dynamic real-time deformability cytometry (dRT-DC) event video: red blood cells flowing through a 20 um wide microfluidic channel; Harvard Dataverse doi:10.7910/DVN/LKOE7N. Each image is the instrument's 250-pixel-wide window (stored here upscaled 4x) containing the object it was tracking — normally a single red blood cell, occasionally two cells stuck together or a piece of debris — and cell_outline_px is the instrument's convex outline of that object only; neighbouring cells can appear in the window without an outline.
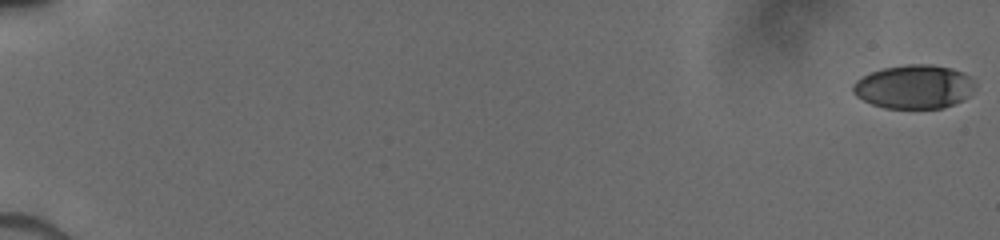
{"species": "human", "species_latin": "Homo sapiens", "temperature_condition": "cold", "stored_images_in_passage": 12, "camera_frame_rate_fps": 3000, "um_per_image_px": 0.085, "donor": {"sex": "male"}, "frame": {"image": 1, "passage_image": 1, "time_ms": 0.0, "image_size_px": [1000, 240], "cell_outline_px": [[976, 84], [968, 96], [964, 100], [944, 108], [884, 108], [872, 104], [856, 96], [852, 92], [852, 84], [856, 80], [872, 72], [884, 68], [908, 64], [932, 64], [952, 68], [964, 72], [972, 76]], "centroid_in_image_um": [77.73, 7.37], "position_along_channel_um": 7.3, "area_um2": 31.39}}
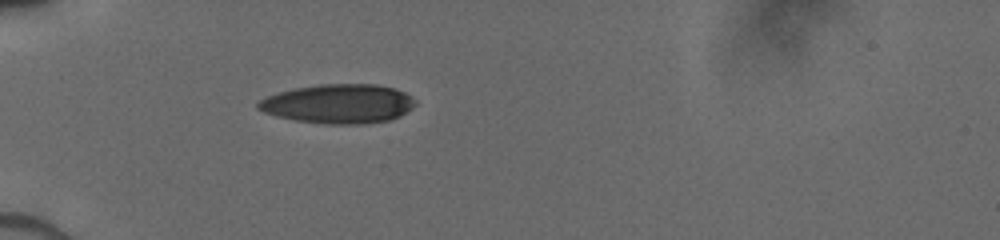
{"frame": {"image": 2, "passage_image": 9, "time_ms": 6.0, "image_size_px": [1000, 240], "cell_outline_px": [[416, 104], [412, 108], [400, 116], [388, 120], [360, 124], [324, 124], [296, 120], [276, 116], [264, 112], [256, 108], [256, 104], [260, 100], [268, 96], [280, 92], [296, 88], [320, 84], [376, 84], [392, 88], [404, 92], [412, 96], [416, 100]], "centroid_in_image_um": [28.78, 8.82], "position_along_channel_um": 56.2, "area_um2": 35.84}}
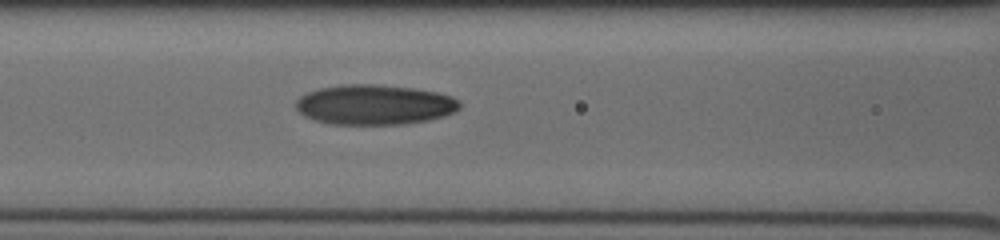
{"frame": {"image": 3, "passage_image": 12, "time_ms": 8.333, "image_size_px": [1000, 240], "cell_outline_px": [[460, 108], [456, 112], [444, 116], [428, 120], [404, 124], [332, 124], [316, 120], [304, 116], [296, 108], [296, 100], [300, 96], [308, 92], [320, 88], [344, 84], [372, 84], [412, 88], [436, 92], [452, 96], [460, 100]], "centroid_in_image_um": [31.86, 8.9], "position_along_channel_um": 134.7, "area_um2": 38.21}}